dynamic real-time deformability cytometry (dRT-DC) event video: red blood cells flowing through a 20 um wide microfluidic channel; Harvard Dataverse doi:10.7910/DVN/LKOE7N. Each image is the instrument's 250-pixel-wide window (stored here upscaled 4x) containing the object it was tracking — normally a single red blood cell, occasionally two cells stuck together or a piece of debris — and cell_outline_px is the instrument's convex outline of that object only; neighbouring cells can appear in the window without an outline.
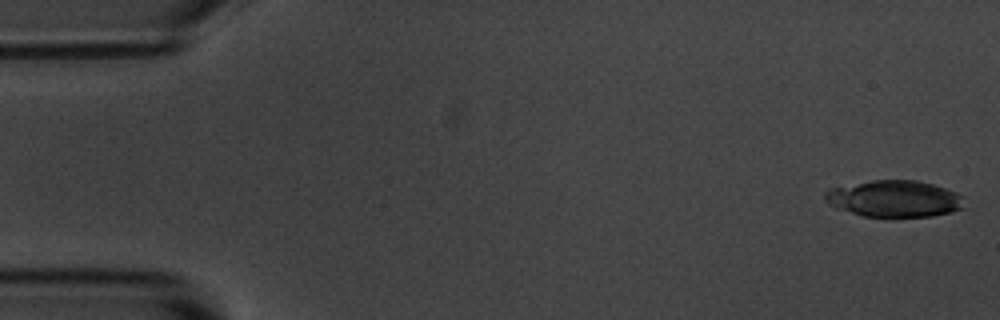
{"species": "common noctule bat (a hibernating species)", "species_latin": "Nyctalus noctula", "temperature_condition": "room temperature", "stored_images_in_passage": 4, "camera_frame_rate_fps": 3000, "um_per_image_px": 0.085, "animal": {"sex": "male", "body_mass_g": 20.1, "forearm_length_mm": 53.5}, "frame": {"image": 1, "passage_image": 1, "time_ms": 0.0, "image_size_px": [1000, 320], "cell_outline_px": [[964, 208], [952, 212], [932, 216], [864, 216], [836, 208], [828, 204], [824, 200], [824, 192], [828, 188], [872, 180], [916, 180], [932, 184], [956, 192], [964, 196]], "centroid_in_image_um": [76.01, 16.88], "position_along_channel_um": 9.0, "area_um2": 29.82}}